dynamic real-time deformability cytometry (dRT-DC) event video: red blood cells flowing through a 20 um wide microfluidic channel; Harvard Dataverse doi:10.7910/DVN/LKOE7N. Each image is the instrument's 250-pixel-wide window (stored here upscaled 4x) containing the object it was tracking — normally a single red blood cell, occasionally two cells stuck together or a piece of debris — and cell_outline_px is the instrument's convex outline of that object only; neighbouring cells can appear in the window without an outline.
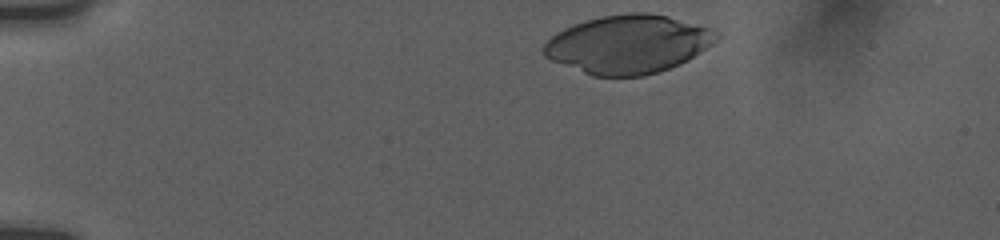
{"species": "human", "species_latin": "Homo sapiens", "temperature_condition": "room temperature", "stored_images_in_passage": 15, "camera_frame_rate_fps": 3000, "um_per_image_px": 0.085, "donor": {"sex": "female"}, "frame": {"image": 1, "passage_image": 1, "time_ms": 0.0, "image_size_px": [1000, 240], "cell_outline_px": [[720, 36], [712, 44], [688, 60], [680, 64], [644, 76], [592, 76], [552, 60], [544, 56], [544, 44], [556, 32], [564, 28], [600, 16], [628, 12], [648, 12], [668, 16], [712, 28], [720, 32]], "centroid_in_image_um": [53.42, 3.75], "position_along_channel_um": 31.6, "area_um2": 58.61}}